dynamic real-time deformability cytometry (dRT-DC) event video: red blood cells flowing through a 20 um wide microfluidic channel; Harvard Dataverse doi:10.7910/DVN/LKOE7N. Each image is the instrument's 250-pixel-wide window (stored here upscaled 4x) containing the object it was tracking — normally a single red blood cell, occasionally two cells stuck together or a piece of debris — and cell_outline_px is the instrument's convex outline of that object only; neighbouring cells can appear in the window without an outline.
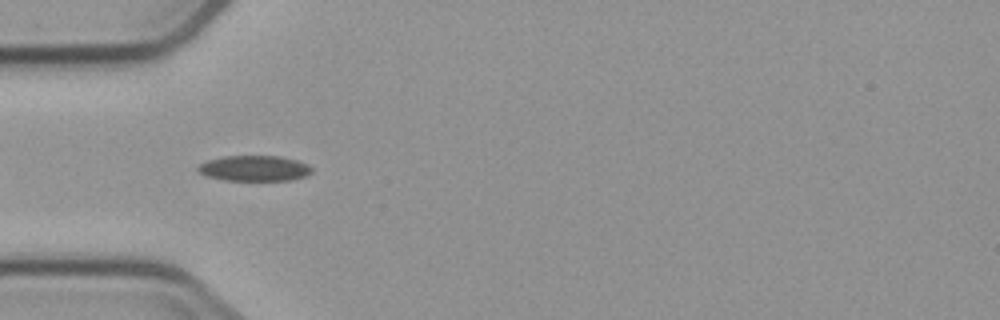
{"species": "common noctule bat (a hibernating species)", "species_latin": "Nyctalus noctula", "temperature_condition": "cold", "stored_images_in_passage": 8, "camera_frame_rate_fps": 3000, "um_per_image_px": 0.085, "animal": {"sex": "male", "body_mass_g": 23.1, "forearm_length_mm": 52.7}, "frame": {"image": 1, "passage_image": 4, "time_ms": 4.333, "image_size_px": [1000, 320], "cell_outline_px": [[312, 172], [304, 176], [288, 180], [224, 180], [204, 176], [196, 172], [196, 168], [200, 164], [208, 160], [224, 156], [280, 156], [296, 160], [308, 164], [312, 168]], "centroid_in_image_um": [21.57, 14.3], "position_along_channel_um": 63.4, "area_um2": 16.99}}
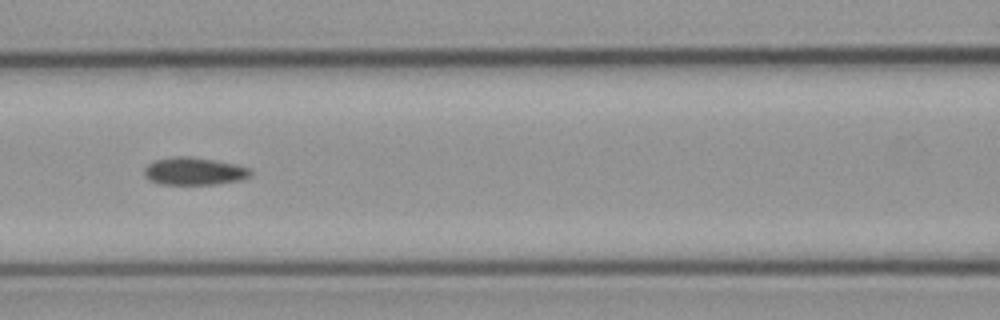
{"frame": {"image": 2, "passage_image": 6, "time_ms": 6.667, "image_size_px": [1000, 320], "cell_outline_px": [[252, 176], [240, 180], [216, 184], [160, 184], [144, 176], [144, 168], [148, 164], [156, 160], [176, 156], [188, 156], [236, 164], [248, 168], [252, 172]], "centroid_in_image_um": [16.51, 14.56], "position_along_channel_um": 150.1, "area_um2": 16.94}}
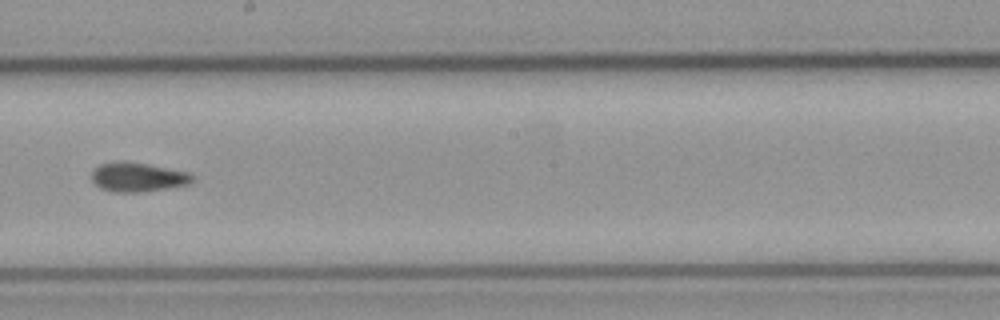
{"frame": {"image": 3, "passage_image": 8, "time_ms": 9.0, "image_size_px": [1000, 320], "cell_outline_px": [[192, 180], [188, 184], [140, 192], [116, 192], [100, 188], [92, 180], [92, 168], [100, 164], [120, 160], [124, 160], [148, 164], [188, 172], [192, 176]], "centroid_in_image_um": [11.64, 15.03], "position_along_channel_um": 236.6, "area_um2": 17.05}}